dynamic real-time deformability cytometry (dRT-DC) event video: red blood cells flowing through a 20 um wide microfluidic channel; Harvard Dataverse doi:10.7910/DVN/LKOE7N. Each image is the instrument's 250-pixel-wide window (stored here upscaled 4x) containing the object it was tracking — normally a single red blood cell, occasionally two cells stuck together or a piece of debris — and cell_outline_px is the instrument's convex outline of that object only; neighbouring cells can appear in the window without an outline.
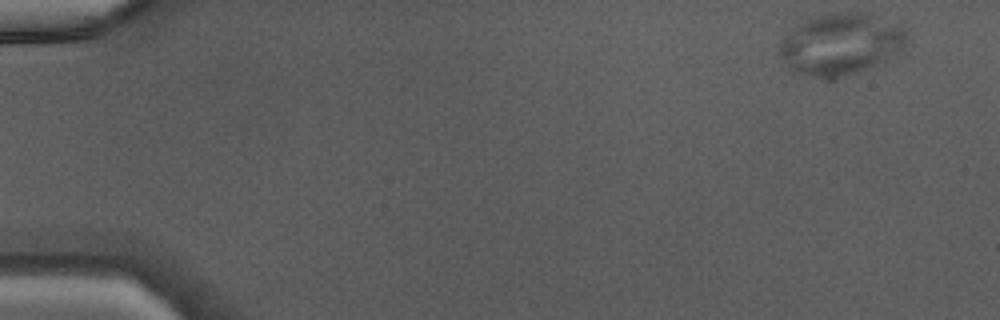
{"species": "Egyptian fruit bat (a non-hibernating species)", "species_latin": "Rousettus aegyptiacus", "temperature_condition": "warm", "stored_images_in_passage": 44, "camera_frame_rate_fps": 3000, "um_per_image_px": 0.085, "animal": {"sex": "male"}, "frame": {"image": 1, "passage_image": 1, "time_ms": 0.0, "image_size_px": [1000, 320], "cell_outline_px": [[908, 40], [896, 52], [884, 60], [876, 64], [852, 72], [836, 76], [816, 76], [796, 72], [788, 68], [776, 52], [776, 44], [784, 36], [800, 24], [808, 20], [820, 16], [836, 12], [872, 12], [900, 24], [904, 28], [908, 36]], "centroid_in_image_um": [71.45, 3.69], "position_along_channel_um": 13.6, "area_um2": 45.03}}
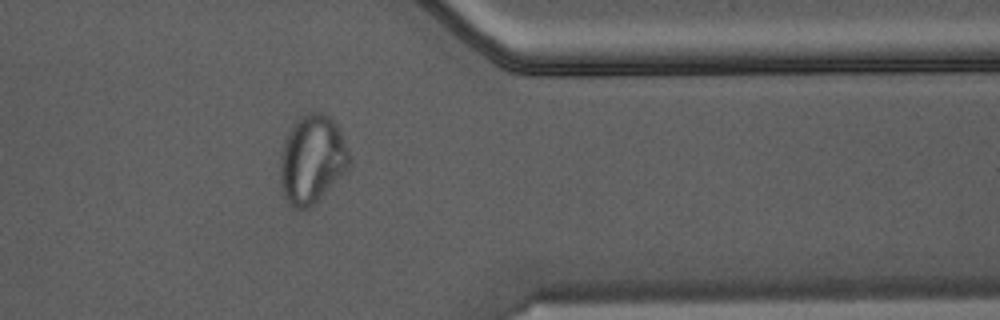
{"frame": {"image": 2, "passage_image": 36, "time_ms": 11.667, "image_size_px": [1000, 320], "cell_outline_px": [[348, 168], [308, 208], [296, 208], [284, 196], [280, 180], [280, 156], [284, 140], [288, 132], [300, 116], [308, 112], [320, 112], [328, 116], [336, 124], [340, 132], [348, 152]], "centroid_in_image_um": [26.48, 13.5], "position_along_channel_um": 384.9, "area_um2": 34.62}}